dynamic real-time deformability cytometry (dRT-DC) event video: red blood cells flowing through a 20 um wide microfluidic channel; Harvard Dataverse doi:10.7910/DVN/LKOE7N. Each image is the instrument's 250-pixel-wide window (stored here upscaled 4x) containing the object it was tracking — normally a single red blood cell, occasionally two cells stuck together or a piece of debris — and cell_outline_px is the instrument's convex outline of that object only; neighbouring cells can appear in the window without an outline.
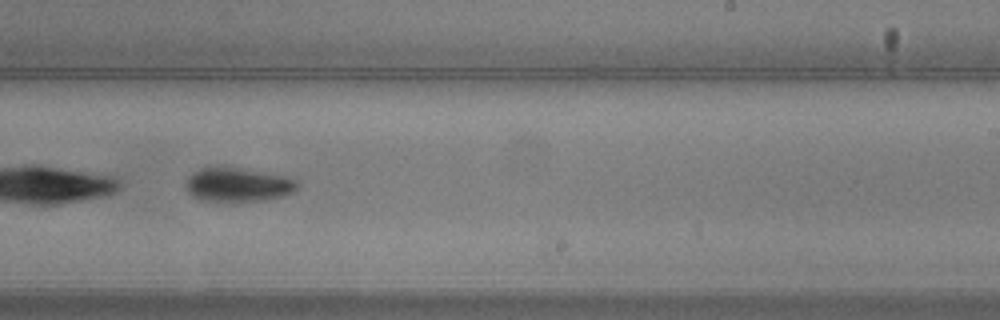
{"species": "common noctule bat (a hibernating species)", "species_latin": "Nyctalus noctula", "temperature_condition": "warm", "stored_images_in_passage": 20, "camera_frame_rate_fps": 3000, "um_per_image_px": 0.085, "animal": {"sex": "male", "body_mass_g": 20.5, "forearm_length_mm": 52.5}, "frame": {"image": 1, "passage_image": 17, "time_ms": 5.333, "image_size_px": [1000, 320], "cell_outline_px": [[296, 188], [292, 192], [284, 196], [264, 200], [228, 204], [208, 200], [192, 196], [188, 192], [188, 180], [192, 172], [200, 168], [220, 164], [284, 176], [296, 180]], "centroid_in_image_um": [20.19, 15.7], "position_along_channel_um": 268.8, "area_um2": 22.6}}